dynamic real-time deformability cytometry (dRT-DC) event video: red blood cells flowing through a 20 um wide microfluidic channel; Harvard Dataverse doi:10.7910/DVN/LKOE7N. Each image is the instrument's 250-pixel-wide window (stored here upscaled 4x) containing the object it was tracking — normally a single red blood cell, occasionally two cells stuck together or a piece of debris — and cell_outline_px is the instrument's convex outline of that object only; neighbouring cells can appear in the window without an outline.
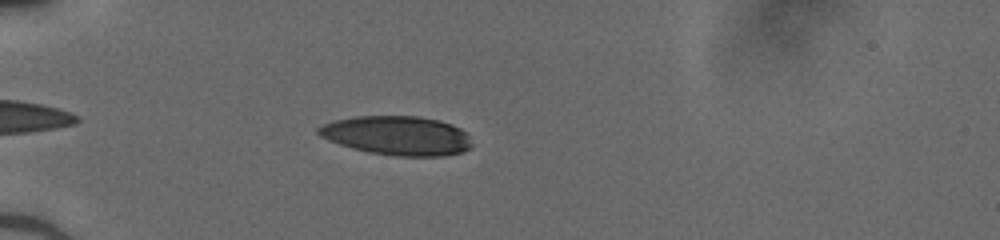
{"species": "human", "species_latin": "Homo sapiens", "temperature_condition": "cold", "stored_images_in_passage": 36, "camera_frame_rate_fps": 3000, "um_per_image_px": 0.085, "donor": {"sex": "male"}, "frame": {"image": 1, "passage_image": 5, "time_ms": 1.333, "image_size_px": [1000, 240], "cell_outline_px": [[472, 148], [464, 152], [444, 156], [396, 156], [368, 152], [352, 148], [328, 140], [320, 136], [316, 132], [316, 128], [332, 120], [356, 116], [416, 116], [440, 120], [452, 124], [460, 128], [468, 136], [472, 144]], "centroid_in_image_um": [33.76, 11.52], "position_along_channel_um": 51.2, "area_um2": 35.26}}
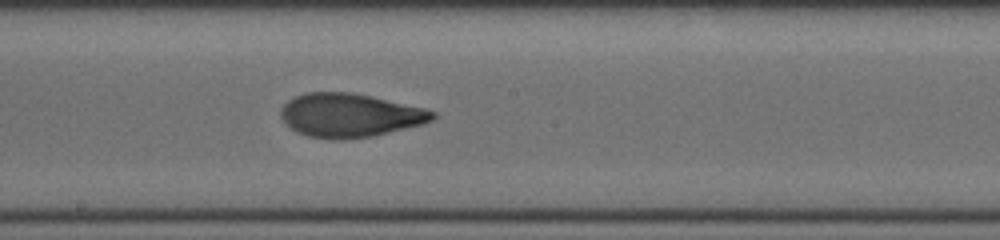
{"frame": {"image": 2, "passage_image": 19, "time_ms": 6.0, "image_size_px": [1000, 240], "cell_outline_px": [[436, 116], [432, 120], [424, 124], [372, 136], [344, 140], [336, 140], [308, 136], [296, 132], [284, 124], [280, 116], [280, 108], [288, 100], [304, 92], [348, 92], [372, 96], [424, 108], [436, 112]], "centroid_in_image_um": [29.7, 9.8], "position_along_channel_um": 218.5, "area_um2": 38.9}}
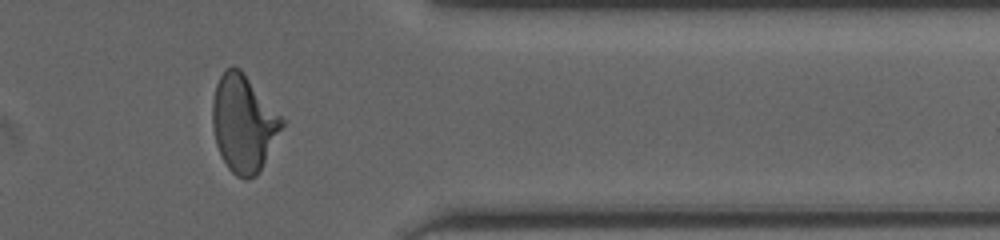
{"frame": {"image": 3, "passage_image": 32, "time_ms": 10.333, "image_size_px": [1000, 240], "cell_outline_px": [[284, 124], [256, 176], [248, 180], [244, 180], [236, 176], [228, 168], [220, 156], [216, 144], [212, 124], [212, 100], [216, 84], [224, 68], [232, 64], [240, 68], [284, 120]], "centroid_in_image_um": [20.65, 10.47], "position_along_channel_um": 390.7, "area_um2": 39.07}}